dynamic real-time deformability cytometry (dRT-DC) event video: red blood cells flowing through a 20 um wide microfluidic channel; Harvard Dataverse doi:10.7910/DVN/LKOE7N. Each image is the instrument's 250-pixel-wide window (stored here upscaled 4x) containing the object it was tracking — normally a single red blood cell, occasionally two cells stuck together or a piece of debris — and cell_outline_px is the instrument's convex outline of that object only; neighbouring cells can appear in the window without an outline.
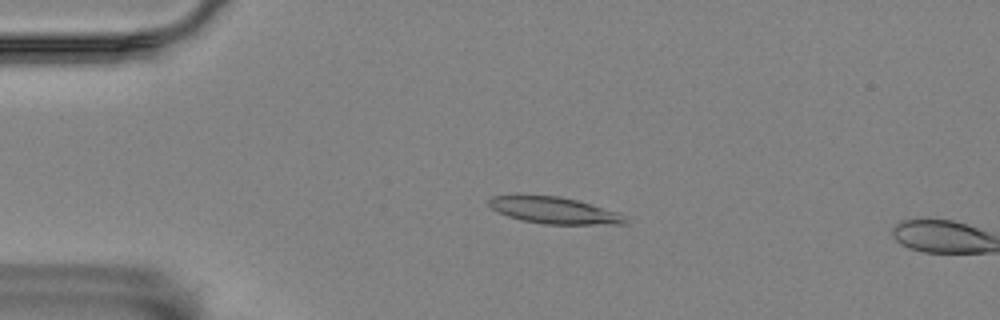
{"species": "Egyptian fruit bat (a non-hibernating species)", "species_latin": "Rousettus aegyptiacus", "temperature_condition": "room temperature", "stored_images_in_passage": 3, "camera_frame_rate_fps": 3000, "um_per_image_px": 0.085, "animal": {"sex": "female"}, "frame": {"image": 1, "passage_image": 2, "time_ms": 0.333, "image_size_px": [1000, 320], "cell_outline_px": [[628, 224], [544, 224], [520, 220], [496, 212], [488, 204], [488, 200], [492, 196], [516, 192], [560, 196], [576, 200], [616, 212], [624, 216]], "centroid_in_image_um": [46.95, 17.83], "position_along_channel_um": 38.1, "area_um2": 21.73}}